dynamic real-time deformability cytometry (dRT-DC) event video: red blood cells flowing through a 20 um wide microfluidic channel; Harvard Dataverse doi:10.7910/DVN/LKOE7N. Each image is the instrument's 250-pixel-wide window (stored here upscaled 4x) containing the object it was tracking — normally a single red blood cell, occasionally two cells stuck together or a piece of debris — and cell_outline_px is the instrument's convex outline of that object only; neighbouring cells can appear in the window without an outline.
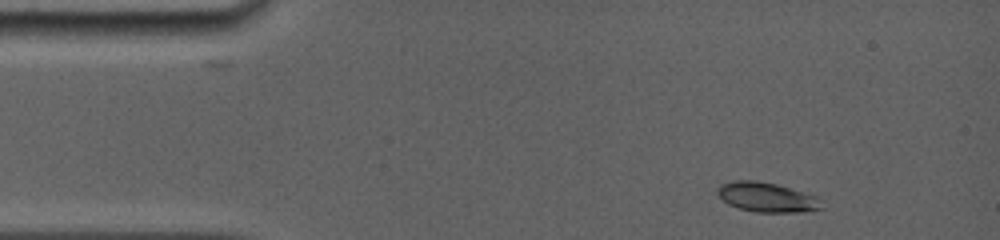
{"species": "common noctule bat (a hibernating species)", "species_latin": "Nyctalus noctula", "temperature_condition": "room temperature", "stored_images_in_passage": 3, "camera_frame_rate_fps": 5000, "um_per_image_px": 0.085, "animal": {"sex": "female", "body_mass_g": 19.0, "forearm_length_mm": 56.7}, "frame": {"image": 1, "passage_image": 1, "time_ms": 0.0, "image_size_px": [1000, 240], "cell_outline_px": [[824, 208], [800, 212], [756, 212], [740, 208], [728, 204], [716, 192], [720, 184], [732, 180], [756, 180], [776, 184], [816, 196]], "centroid_in_image_um": [65.15, 16.76], "position_along_channel_um": 19.8, "area_um2": 17.8}}